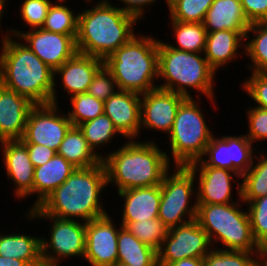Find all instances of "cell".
Segmentation results:
<instances>
[{
    "instance_id": "cell-34",
    "label": "cell",
    "mask_w": 267,
    "mask_h": 266,
    "mask_svg": "<svg viewBox=\"0 0 267 266\" xmlns=\"http://www.w3.org/2000/svg\"><path fill=\"white\" fill-rule=\"evenodd\" d=\"M121 225L155 251L161 248L169 230L158 218L140 222H121Z\"/></svg>"
},
{
    "instance_id": "cell-36",
    "label": "cell",
    "mask_w": 267,
    "mask_h": 266,
    "mask_svg": "<svg viewBox=\"0 0 267 266\" xmlns=\"http://www.w3.org/2000/svg\"><path fill=\"white\" fill-rule=\"evenodd\" d=\"M70 98L71 111L67 116L73 126L93 120L104 114V102L88 93H81Z\"/></svg>"
},
{
    "instance_id": "cell-46",
    "label": "cell",
    "mask_w": 267,
    "mask_h": 266,
    "mask_svg": "<svg viewBox=\"0 0 267 266\" xmlns=\"http://www.w3.org/2000/svg\"><path fill=\"white\" fill-rule=\"evenodd\" d=\"M168 266H203V258H187L170 263Z\"/></svg>"
},
{
    "instance_id": "cell-40",
    "label": "cell",
    "mask_w": 267,
    "mask_h": 266,
    "mask_svg": "<svg viewBox=\"0 0 267 266\" xmlns=\"http://www.w3.org/2000/svg\"><path fill=\"white\" fill-rule=\"evenodd\" d=\"M118 90L116 80L111 72L103 65L94 75L87 90L89 95L105 102Z\"/></svg>"
},
{
    "instance_id": "cell-14",
    "label": "cell",
    "mask_w": 267,
    "mask_h": 266,
    "mask_svg": "<svg viewBox=\"0 0 267 266\" xmlns=\"http://www.w3.org/2000/svg\"><path fill=\"white\" fill-rule=\"evenodd\" d=\"M7 34L24 40V44L53 71L78 52L76 39L71 35L54 33L43 28L29 29L27 32L12 29Z\"/></svg>"
},
{
    "instance_id": "cell-31",
    "label": "cell",
    "mask_w": 267,
    "mask_h": 266,
    "mask_svg": "<svg viewBox=\"0 0 267 266\" xmlns=\"http://www.w3.org/2000/svg\"><path fill=\"white\" fill-rule=\"evenodd\" d=\"M250 32L254 34V38L251 37V40L248 39L250 38L248 37ZM244 49V54H247L245 56H249L253 64H247L248 70L251 69V72H267V22L249 25L245 35Z\"/></svg>"
},
{
    "instance_id": "cell-37",
    "label": "cell",
    "mask_w": 267,
    "mask_h": 266,
    "mask_svg": "<svg viewBox=\"0 0 267 266\" xmlns=\"http://www.w3.org/2000/svg\"><path fill=\"white\" fill-rule=\"evenodd\" d=\"M257 253L214 247L203 258V266H257Z\"/></svg>"
},
{
    "instance_id": "cell-45",
    "label": "cell",
    "mask_w": 267,
    "mask_h": 266,
    "mask_svg": "<svg viewBox=\"0 0 267 266\" xmlns=\"http://www.w3.org/2000/svg\"><path fill=\"white\" fill-rule=\"evenodd\" d=\"M125 7H120L123 11L136 16L139 20L144 17L145 7L147 5H153L156 0H119Z\"/></svg>"
},
{
    "instance_id": "cell-18",
    "label": "cell",
    "mask_w": 267,
    "mask_h": 266,
    "mask_svg": "<svg viewBox=\"0 0 267 266\" xmlns=\"http://www.w3.org/2000/svg\"><path fill=\"white\" fill-rule=\"evenodd\" d=\"M141 112V94L116 90L104 102V114L113 122L120 135L127 139H135L139 136Z\"/></svg>"
},
{
    "instance_id": "cell-12",
    "label": "cell",
    "mask_w": 267,
    "mask_h": 266,
    "mask_svg": "<svg viewBox=\"0 0 267 266\" xmlns=\"http://www.w3.org/2000/svg\"><path fill=\"white\" fill-rule=\"evenodd\" d=\"M254 150L253 143L245 134L240 136L223 135L220 138L212 136L210 143L206 146L204 159L201 158L189 165L224 168L242 176L253 164L256 155Z\"/></svg>"
},
{
    "instance_id": "cell-43",
    "label": "cell",
    "mask_w": 267,
    "mask_h": 266,
    "mask_svg": "<svg viewBox=\"0 0 267 266\" xmlns=\"http://www.w3.org/2000/svg\"><path fill=\"white\" fill-rule=\"evenodd\" d=\"M248 22H267V0H240Z\"/></svg>"
},
{
    "instance_id": "cell-17",
    "label": "cell",
    "mask_w": 267,
    "mask_h": 266,
    "mask_svg": "<svg viewBox=\"0 0 267 266\" xmlns=\"http://www.w3.org/2000/svg\"><path fill=\"white\" fill-rule=\"evenodd\" d=\"M193 174L199 172L196 190L197 204H229L238 202L231 199L232 196V181H235L237 176L238 180L240 174L224 168L187 165L186 166ZM199 170V171H198ZM234 200V201H233Z\"/></svg>"
},
{
    "instance_id": "cell-41",
    "label": "cell",
    "mask_w": 267,
    "mask_h": 266,
    "mask_svg": "<svg viewBox=\"0 0 267 266\" xmlns=\"http://www.w3.org/2000/svg\"><path fill=\"white\" fill-rule=\"evenodd\" d=\"M246 81H242V88L256 104L255 107L267 109V72H251Z\"/></svg>"
},
{
    "instance_id": "cell-2",
    "label": "cell",
    "mask_w": 267,
    "mask_h": 266,
    "mask_svg": "<svg viewBox=\"0 0 267 266\" xmlns=\"http://www.w3.org/2000/svg\"><path fill=\"white\" fill-rule=\"evenodd\" d=\"M2 37L0 83L35 104H57L54 71L14 36Z\"/></svg>"
},
{
    "instance_id": "cell-4",
    "label": "cell",
    "mask_w": 267,
    "mask_h": 266,
    "mask_svg": "<svg viewBox=\"0 0 267 266\" xmlns=\"http://www.w3.org/2000/svg\"><path fill=\"white\" fill-rule=\"evenodd\" d=\"M139 19L113 3H99L78 14L76 46L79 53L103 61L136 34Z\"/></svg>"
},
{
    "instance_id": "cell-20",
    "label": "cell",
    "mask_w": 267,
    "mask_h": 266,
    "mask_svg": "<svg viewBox=\"0 0 267 266\" xmlns=\"http://www.w3.org/2000/svg\"><path fill=\"white\" fill-rule=\"evenodd\" d=\"M6 174L15 183V196L18 199L33 194L34 166L29 158L26 145L21 140L0 142Z\"/></svg>"
},
{
    "instance_id": "cell-38",
    "label": "cell",
    "mask_w": 267,
    "mask_h": 266,
    "mask_svg": "<svg viewBox=\"0 0 267 266\" xmlns=\"http://www.w3.org/2000/svg\"><path fill=\"white\" fill-rule=\"evenodd\" d=\"M247 203V212L256 243L261 246L267 242V195Z\"/></svg>"
},
{
    "instance_id": "cell-21",
    "label": "cell",
    "mask_w": 267,
    "mask_h": 266,
    "mask_svg": "<svg viewBox=\"0 0 267 266\" xmlns=\"http://www.w3.org/2000/svg\"><path fill=\"white\" fill-rule=\"evenodd\" d=\"M104 65L102 59L77 52L54 71L61 76L64 91L70 97L87 93L96 72Z\"/></svg>"
},
{
    "instance_id": "cell-7",
    "label": "cell",
    "mask_w": 267,
    "mask_h": 266,
    "mask_svg": "<svg viewBox=\"0 0 267 266\" xmlns=\"http://www.w3.org/2000/svg\"><path fill=\"white\" fill-rule=\"evenodd\" d=\"M240 202L198 204L196 220L212 247L221 242L226 247L223 250L258 252L260 246L254 239L248 212L242 211Z\"/></svg>"
},
{
    "instance_id": "cell-19",
    "label": "cell",
    "mask_w": 267,
    "mask_h": 266,
    "mask_svg": "<svg viewBox=\"0 0 267 266\" xmlns=\"http://www.w3.org/2000/svg\"><path fill=\"white\" fill-rule=\"evenodd\" d=\"M36 104L0 83V142L21 140L27 117Z\"/></svg>"
},
{
    "instance_id": "cell-22",
    "label": "cell",
    "mask_w": 267,
    "mask_h": 266,
    "mask_svg": "<svg viewBox=\"0 0 267 266\" xmlns=\"http://www.w3.org/2000/svg\"><path fill=\"white\" fill-rule=\"evenodd\" d=\"M118 194L125 201L121 222H140L158 218L161 185L131 188Z\"/></svg>"
},
{
    "instance_id": "cell-8",
    "label": "cell",
    "mask_w": 267,
    "mask_h": 266,
    "mask_svg": "<svg viewBox=\"0 0 267 266\" xmlns=\"http://www.w3.org/2000/svg\"><path fill=\"white\" fill-rule=\"evenodd\" d=\"M193 97L185 98L178 107L173 127L168 134L174 166H187L203 158L214 135Z\"/></svg>"
},
{
    "instance_id": "cell-13",
    "label": "cell",
    "mask_w": 267,
    "mask_h": 266,
    "mask_svg": "<svg viewBox=\"0 0 267 266\" xmlns=\"http://www.w3.org/2000/svg\"><path fill=\"white\" fill-rule=\"evenodd\" d=\"M57 110V104H36L27 117L21 141L24 144L44 145L57 152L73 126L67 114L58 113Z\"/></svg>"
},
{
    "instance_id": "cell-32",
    "label": "cell",
    "mask_w": 267,
    "mask_h": 266,
    "mask_svg": "<svg viewBox=\"0 0 267 266\" xmlns=\"http://www.w3.org/2000/svg\"><path fill=\"white\" fill-rule=\"evenodd\" d=\"M64 1L66 0H57L58 4H51L41 28L54 33L71 35L76 39L79 13L75 14L67 5H63Z\"/></svg>"
},
{
    "instance_id": "cell-42",
    "label": "cell",
    "mask_w": 267,
    "mask_h": 266,
    "mask_svg": "<svg viewBox=\"0 0 267 266\" xmlns=\"http://www.w3.org/2000/svg\"><path fill=\"white\" fill-rule=\"evenodd\" d=\"M246 112L249 130L245 136L253 143L267 140V109L249 107Z\"/></svg>"
},
{
    "instance_id": "cell-15",
    "label": "cell",
    "mask_w": 267,
    "mask_h": 266,
    "mask_svg": "<svg viewBox=\"0 0 267 266\" xmlns=\"http://www.w3.org/2000/svg\"><path fill=\"white\" fill-rule=\"evenodd\" d=\"M106 214L85 223L84 259L92 266H113L117 263L119 230Z\"/></svg>"
},
{
    "instance_id": "cell-44",
    "label": "cell",
    "mask_w": 267,
    "mask_h": 266,
    "mask_svg": "<svg viewBox=\"0 0 267 266\" xmlns=\"http://www.w3.org/2000/svg\"><path fill=\"white\" fill-rule=\"evenodd\" d=\"M29 154V158L34 168L47 163L57 152L47 146L39 144H25Z\"/></svg>"
},
{
    "instance_id": "cell-23",
    "label": "cell",
    "mask_w": 267,
    "mask_h": 266,
    "mask_svg": "<svg viewBox=\"0 0 267 266\" xmlns=\"http://www.w3.org/2000/svg\"><path fill=\"white\" fill-rule=\"evenodd\" d=\"M75 169L76 167L58 154L47 163L34 168L33 195L35 193L38 196L29 210L37 208Z\"/></svg>"
},
{
    "instance_id": "cell-28",
    "label": "cell",
    "mask_w": 267,
    "mask_h": 266,
    "mask_svg": "<svg viewBox=\"0 0 267 266\" xmlns=\"http://www.w3.org/2000/svg\"><path fill=\"white\" fill-rule=\"evenodd\" d=\"M76 168H88L102 162V159L89 147L78 126H72L57 150Z\"/></svg>"
},
{
    "instance_id": "cell-26",
    "label": "cell",
    "mask_w": 267,
    "mask_h": 266,
    "mask_svg": "<svg viewBox=\"0 0 267 266\" xmlns=\"http://www.w3.org/2000/svg\"><path fill=\"white\" fill-rule=\"evenodd\" d=\"M0 256L27 262L30 266H42L41 238L20 233H0Z\"/></svg>"
},
{
    "instance_id": "cell-6",
    "label": "cell",
    "mask_w": 267,
    "mask_h": 266,
    "mask_svg": "<svg viewBox=\"0 0 267 266\" xmlns=\"http://www.w3.org/2000/svg\"><path fill=\"white\" fill-rule=\"evenodd\" d=\"M201 54L204 53L176 50L167 42L158 40V79L164 80V84L157 85L158 88L186 98L192 97L188 89L194 88L213 103L216 72Z\"/></svg>"
},
{
    "instance_id": "cell-33",
    "label": "cell",
    "mask_w": 267,
    "mask_h": 266,
    "mask_svg": "<svg viewBox=\"0 0 267 266\" xmlns=\"http://www.w3.org/2000/svg\"><path fill=\"white\" fill-rule=\"evenodd\" d=\"M78 127L82 131L89 147L101 159H103L104 156L97 152L98 147L101 148L104 144L110 143L109 141H112L114 135L118 136V134H120L115 128L112 120L105 114L98 116L93 120L83 122L78 125Z\"/></svg>"
},
{
    "instance_id": "cell-35",
    "label": "cell",
    "mask_w": 267,
    "mask_h": 266,
    "mask_svg": "<svg viewBox=\"0 0 267 266\" xmlns=\"http://www.w3.org/2000/svg\"><path fill=\"white\" fill-rule=\"evenodd\" d=\"M214 0H166L171 20L203 23Z\"/></svg>"
},
{
    "instance_id": "cell-29",
    "label": "cell",
    "mask_w": 267,
    "mask_h": 266,
    "mask_svg": "<svg viewBox=\"0 0 267 266\" xmlns=\"http://www.w3.org/2000/svg\"><path fill=\"white\" fill-rule=\"evenodd\" d=\"M257 156H260L259 159ZM255 159V162H258L256 164ZM254 160L250 169L241 176L242 183L239 181L236 186L239 200L242 202H251L267 195V157L263 153H257Z\"/></svg>"
},
{
    "instance_id": "cell-48",
    "label": "cell",
    "mask_w": 267,
    "mask_h": 266,
    "mask_svg": "<svg viewBox=\"0 0 267 266\" xmlns=\"http://www.w3.org/2000/svg\"><path fill=\"white\" fill-rule=\"evenodd\" d=\"M257 266H267V242L261 245L258 250Z\"/></svg>"
},
{
    "instance_id": "cell-49",
    "label": "cell",
    "mask_w": 267,
    "mask_h": 266,
    "mask_svg": "<svg viewBox=\"0 0 267 266\" xmlns=\"http://www.w3.org/2000/svg\"><path fill=\"white\" fill-rule=\"evenodd\" d=\"M6 0H0V20L2 18V14L4 13V10H6L4 7H5V3Z\"/></svg>"
},
{
    "instance_id": "cell-50",
    "label": "cell",
    "mask_w": 267,
    "mask_h": 266,
    "mask_svg": "<svg viewBox=\"0 0 267 266\" xmlns=\"http://www.w3.org/2000/svg\"><path fill=\"white\" fill-rule=\"evenodd\" d=\"M85 2H87V4L89 2L92 3V0H86ZM99 3H110V1H108V0H102V1H99Z\"/></svg>"
},
{
    "instance_id": "cell-30",
    "label": "cell",
    "mask_w": 267,
    "mask_h": 266,
    "mask_svg": "<svg viewBox=\"0 0 267 266\" xmlns=\"http://www.w3.org/2000/svg\"><path fill=\"white\" fill-rule=\"evenodd\" d=\"M172 31L176 39L175 47L172 44L168 46L193 53H204L206 48L207 31L203 23L178 22L171 20Z\"/></svg>"
},
{
    "instance_id": "cell-11",
    "label": "cell",
    "mask_w": 267,
    "mask_h": 266,
    "mask_svg": "<svg viewBox=\"0 0 267 266\" xmlns=\"http://www.w3.org/2000/svg\"><path fill=\"white\" fill-rule=\"evenodd\" d=\"M211 245L207 233L194 219L169 228L161 248L157 251V264L168 266L182 259L204 258L213 249Z\"/></svg>"
},
{
    "instance_id": "cell-24",
    "label": "cell",
    "mask_w": 267,
    "mask_h": 266,
    "mask_svg": "<svg viewBox=\"0 0 267 266\" xmlns=\"http://www.w3.org/2000/svg\"><path fill=\"white\" fill-rule=\"evenodd\" d=\"M245 35L246 31L231 30L207 33L204 56L215 72L237 58L239 48H244Z\"/></svg>"
},
{
    "instance_id": "cell-27",
    "label": "cell",
    "mask_w": 267,
    "mask_h": 266,
    "mask_svg": "<svg viewBox=\"0 0 267 266\" xmlns=\"http://www.w3.org/2000/svg\"><path fill=\"white\" fill-rule=\"evenodd\" d=\"M117 263L128 266H158L157 251L119 225Z\"/></svg>"
},
{
    "instance_id": "cell-5",
    "label": "cell",
    "mask_w": 267,
    "mask_h": 266,
    "mask_svg": "<svg viewBox=\"0 0 267 266\" xmlns=\"http://www.w3.org/2000/svg\"><path fill=\"white\" fill-rule=\"evenodd\" d=\"M137 35L103 62L118 90L144 94L158 88L154 82L158 79V39Z\"/></svg>"
},
{
    "instance_id": "cell-25",
    "label": "cell",
    "mask_w": 267,
    "mask_h": 266,
    "mask_svg": "<svg viewBox=\"0 0 267 266\" xmlns=\"http://www.w3.org/2000/svg\"><path fill=\"white\" fill-rule=\"evenodd\" d=\"M203 24L207 33L221 30L247 31L250 25L240 0H214Z\"/></svg>"
},
{
    "instance_id": "cell-1",
    "label": "cell",
    "mask_w": 267,
    "mask_h": 266,
    "mask_svg": "<svg viewBox=\"0 0 267 266\" xmlns=\"http://www.w3.org/2000/svg\"><path fill=\"white\" fill-rule=\"evenodd\" d=\"M107 186L103 162L88 168H76L37 208L28 210V214L89 222L108 214L100 201Z\"/></svg>"
},
{
    "instance_id": "cell-9",
    "label": "cell",
    "mask_w": 267,
    "mask_h": 266,
    "mask_svg": "<svg viewBox=\"0 0 267 266\" xmlns=\"http://www.w3.org/2000/svg\"><path fill=\"white\" fill-rule=\"evenodd\" d=\"M174 167L176 168L175 172L169 175L170 172L168 171L161 183L158 219L167 228L185 224L196 219L197 216L198 204L196 200L192 205L190 204L192 196L195 194L196 197L194 183H196L197 175L193 174L186 166Z\"/></svg>"
},
{
    "instance_id": "cell-51",
    "label": "cell",
    "mask_w": 267,
    "mask_h": 266,
    "mask_svg": "<svg viewBox=\"0 0 267 266\" xmlns=\"http://www.w3.org/2000/svg\"><path fill=\"white\" fill-rule=\"evenodd\" d=\"M113 266H128V265H125V264H120V263H116L115 265Z\"/></svg>"
},
{
    "instance_id": "cell-47",
    "label": "cell",
    "mask_w": 267,
    "mask_h": 266,
    "mask_svg": "<svg viewBox=\"0 0 267 266\" xmlns=\"http://www.w3.org/2000/svg\"><path fill=\"white\" fill-rule=\"evenodd\" d=\"M0 266H30V265L22 260L0 256Z\"/></svg>"
},
{
    "instance_id": "cell-39",
    "label": "cell",
    "mask_w": 267,
    "mask_h": 266,
    "mask_svg": "<svg viewBox=\"0 0 267 266\" xmlns=\"http://www.w3.org/2000/svg\"><path fill=\"white\" fill-rule=\"evenodd\" d=\"M52 3L51 0H24L20 8L21 19L30 29L41 28Z\"/></svg>"
},
{
    "instance_id": "cell-10",
    "label": "cell",
    "mask_w": 267,
    "mask_h": 266,
    "mask_svg": "<svg viewBox=\"0 0 267 266\" xmlns=\"http://www.w3.org/2000/svg\"><path fill=\"white\" fill-rule=\"evenodd\" d=\"M34 220H52L50 224V240L41 238V258L43 265L59 266L62 259L82 257L85 254L86 229L84 222L78 220L61 219L49 215H29L25 217Z\"/></svg>"
},
{
    "instance_id": "cell-3",
    "label": "cell",
    "mask_w": 267,
    "mask_h": 266,
    "mask_svg": "<svg viewBox=\"0 0 267 266\" xmlns=\"http://www.w3.org/2000/svg\"><path fill=\"white\" fill-rule=\"evenodd\" d=\"M124 146L108 152L102 159L106 169L107 184L117 186V192L137 187L161 185L170 170V157L157 144L126 140ZM167 153V154H166Z\"/></svg>"
},
{
    "instance_id": "cell-16",
    "label": "cell",
    "mask_w": 267,
    "mask_h": 266,
    "mask_svg": "<svg viewBox=\"0 0 267 266\" xmlns=\"http://www.w3.org/2000/svg\"><path fill=\"white\" fill-rule=\"evenodd\" d=\"M186 97L160 88L141 94L140 127L170 133L178 107Z\"/></svg>"
}]
</instances>
